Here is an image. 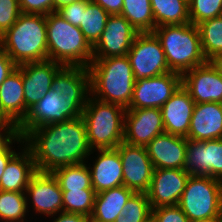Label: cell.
Returning a JSON list of instances; mask_svg holds the SVG:
<instances>
[{
  "instance_id": "ab89813d",
  "label": "cell",
  "mask_w": 222,
  "mask_h": 222,
  "mask_svg": "<svg viewBox=\"0 0 222 222\" xmlns=\"http://www.w3.org/2000/svg\"><path fill=\"white\" fill-rule=\"evenodd\" d=\"M4 131L0 132V153L4 152L12 142L23 143L25 145V139L19 134V131ZM14 140V141H13Z\"/></svg>"
},
{
  "instance_id": "ee69618b",
  "label": "cell",
  "mask_w": 222,
  "mask_h": 222,
  "mask_svg": "<svg viewBox=\"0 0 222 222\" xmlns=\"http://www.w3.org/2000/svg\"><path fill=\"white\" fill-rule=\"evenodd\" d=\"M16 154V151L12 150V147L9 146L4 152L0 153V178L2 177L6 165L9 160Z\"/></svg>"
},
{
  "instance_id": "5b68a950",
  "label": "cell",
  "mask_w": 222,
  "mask_h": 222,
  "mask_svg": "<svg viewBox=\"0 0 222 222\" xmlns=\"http://www.w3.org/2000/svg\"><path fill=\"white\" fill-rule=\"evenodd\" d=\"M46 28L48 60L63 66L89 67L93 61V47L78 26L55 11L46 15Z\"/></svg>"
},
{
  "instance_id": "8d00e7d4",
  "label": "cell",
  "mask_w": 222,
  "mask_h": 222,
  "mask_svg": "<svg viewBox=\"0 0 222 222\" xmlns=\"http://www.w3.org/2000/svg\"><path fill=\"white\" fill-rule=\"evenodd\" d=\"M90 0H79L59 8L56 12L74 26H80Z\"/></svg>"
},
{
  "instance_id": "ac0fdd59",
  "label": "cell",
  "mask_w": 222,
  "mask_h": 222,
  "mask_svg": "<svg viewBox=\"0 0 222 222\" xmlns=\"http://www.w3.org/2000/svg\"><path fill=\"white\" fill-rule=\"evenodd\" d=\"M25 193L26 198H32L36 213L53 217L63 211V192L52 172L37 171L30 179Z\"/></svg>"
},
{
  "instance_id": "3957f363",
  "label": "cell",
  "mask_w": 222,
  "mask_h": 222,
  "mask_svg": "<svg viewBox=\"0 0 222 222\" xmlns=\"http://www.w3.org/2000/svg\"><path fill=\"white\" fill-rule=\"evenodd\" d=\"M91 96L127 108L135 77L127 55L93 59L89 67Z\"/></svg>"
},
{
  "instance_id": "ba28073f",
  "label": "cell",
  "mask_w": 222,
  "mask_h": 222,
  "mask_svg": "<svg viewBox=\"0 0 222 222\" xmlns=\"http://www.w3.org/2000/svg\"><path fill=\"white\" fill-rule=\"evenodd\" d=\"M178 206L190 221L222 218V180L190 175Z\"/></svg>"
},
{
  "instance_id": "c3c4849f",
  "label": "cell",
  "mask_w": 222,
  "mask_h": 222,
  "mask_svg": "<svg viewBox=\"0 0 222 222\" xmlns=\"http://www.w3.org/2000/svg\"><path fill=\"white\" fill-rule=\"evenodd\" d=\"M145 222H156L154 218L151 216Z\"/></svg>"
},
{
  "instance_id": "d6986e66",
  "label": "cell",
  "mask_w": 222,
  "mask_h": 222,
  "mask_svg": "<svg viewBox=\"0 0 222 222\" xmlns=\"http://www.w3.org/2000/svg\"><path fill=\"white\" fill-rule=\"evenodd\" d=\"M146 149L154 169H185L186 137L164 132L157 135Z\"/></svg>"
},
{
  "instance_id": "9c48e42d",
  "label": "cell",
  "mask_w": 222,
  "mask_h": 222,
  "mask_svg": "<svg viewBox=\"0 0 222 222\" xmlns=\"http://www.w3.org/2000/svg\"><path fill=\"white\" fill-rule=\"evenodd\" d=\"M135 81L170 72L165 52L153 32L138 33L127 53Z\"/></svg>"
},
{
  "instance_id": "f546056e",
  "label": "cell",
  "mask_w": 222,
  "mask_h": 222,
  "mask_svg": "<svg viewBox=\"0 0 222 222\" xmlns=\"http://www.w3.org/2000/svg\"><path fill=\"white\" fill-rule=\"evenodd\" d=\"M110 14L100 5L90 1L83 13L82 23L79 26L85 39L93 47L100 39Z\"/></svg>"
},
{
  "instance_id": "30bf717a",
  "label": "cell",
  "mask_w": 222,
  "mask_h": 222,
  "mask_svg": "<svg viewBox=\"0 0 222 222\" xmlns=\"http://www.w3.org/2000/svg\"><path fill=\"white\" fill-rule=\"evenodd\" d=\"M182 85V75L168 72L135 81L133 95L126 109L161 108Z\"/></svg>"
},
{
  "instance_id": "f6af8a7d",
  "label": "cell",
  "mask_w": 222,
  "mask_h": 222,
  "mask_svg": "<svg viewBox=\"0 0 222 222\" xmlns=\"http://www.w3.org/2000/svg\"><path fill=\"white\" fill-rule=\"evenodd\" d=\"M218 73L222 76V56L214 57L210 60Z\"/></svg>"
},
{
  "instance_id": "7bdbcfd3",
  "label": "cell",
  "mask_w": 222,
  "mask_h": 222,
  "mask_svg": "<svg viewBox=\"0 0 222 222\" xmlns=\"http://www.w3.org/2000/svg\"><path fill=\"white\" fill-rule=\"evenodd\" d=\"M1 131H19V128L0 108V132Z\"/></svg>"
},
{
  "instance_id": "603a6c76",
  "label": "cell",
  "mask_w": 222,
  "mask_h": 222,
  "mask_svg": "<svg viewBox=\"0 0 222 222\" xmlns=\"http://www.w3.org/2000/svg\"><path fill=\"white\" fill-rule=\"evenodd\" d=\"M6 165L0 178L1 191L26 192L30 179L37 172L32 152L25 145Z\"/></svg>"
},
{
  "instance_id": "d6a6232c",
  "label": "cell",
  "mask_w": 222,
  "mask_h": 222,
  "mask_svg": "<svg viewBox=\"0 0 222 222\" xmlns=\"http://www.w3.org/2000/svg\"><path fill=\"white\" fill-rule=\"evenodd\" d=\"M152 209L146 193H134L126 202L115 222H145Z\"/></svg>"
},
{
  "instance_id": "4fadbf2b",
  "label": "cell",
  "mask_w": 222,
  "mask_h": 222,
  "mask_svg": "<svg viewBox=\"0 0 222 222\" xmlns=\"http://www.w3.org/2000/svg\"><path fill=\"white\" fill-rule=\"evenodd\" d=\"M138 32L121 15H110L100 39L93 46V59L127 55Z\"/></svg>"
},
{
  "instance_id": "e0dca14e",
  "label": "cell",
  "mask_w": 222,
  "mask_h": 222,
  "mask_svg": "<svg viewBox=\"0 0 222 222\" xmlns=\"http://www.w3.org/2000/svg\"><path fill=\"white\" fill-rule=\"evenodd\" d=\"M63 65L52 60L27 62L22 69L26 117L29 110L51 89L52 80Z\"/></svg>"
},
{
  "instance_id": "4316f807",
  "label": "cell",
  "mask_w": 222,
  "mask_h": 222,
  "mask_svg": "<svg viewBox=\"0 0 222 222\" xmlns=\"http://www.w3.org/2000/svg\"><path fill=\"white\" fill-rule=\"evenodd\" d=\"M121 16L138 33L153 32L156 28L150 0H124Z\"/></svg>"
},
{
  "instance_id": "7a4b0ae2",
  "label": "cell",
  "mask_w": 222,
  "mask_h": 222,
  "mask_svg": "<svg viewBox=\"0 0 222 222\" xmlns=\"http://www.w3.org/2000/svg\"><path fill=\"white\" fill-rule=\"evenodd\" d=\"M24 139L39 172L84 163L93 153L82 116L33 129Z\"/></svg>"
},
{
  "instance_id": "7402d4cb",
  "label": "cell",
  "mask_w": 222,
  "mask_h": 222,
  "mask_svg": "<svg viewBox=\"0 0 222 222\" xmlns=\"http://www.w3.org/2000/svg\"><path fill=\"white\" fill-rule=\"evenodd\" d=\"M98 157L90 168L92 187L100 192L123 185V167L120 154L114 149H98Z\"/></svg>"
},
{
  "instance_id": "7c38bea8",
  "label": "cell",
  "mask_w": 222,
  "mask_h": 222,
  "mask_svg": "<svg viewBox=\"0 0 222 222\" xmlns=\"http://www.w3.org/2000/svg\"><path fill=\"white\" fill-rule=\"evenodd\" d=\"M185 170L190 175L210 176L222 180V139H187Z\"/></svg>"
},
{
  "instance_id": "836d02e7",
  "label": "cell",
  "mask_w": 222,
  "mask_h": 222,
  "mask_svg": "<svg viewBox=\"0 0 222 222\" xmlns=\"http://www.w3.org/2000/svg\"><path fill=\"white\" fill-rule=\"evenodd\" d=\"M190 23L222 16V0H188Z\"/></svg>"
},
{
  "instance_id": "d4e9b609",
  "label": "cell",
  "mask_w": 222,
  "mask_h": 222,
  "mask_svg": "<svg viewBox=\"0 0 222 222\" xmlns=\"http://www.w3.org/2000/svg\"><path fill=\"white\" fill-rule=\"evenodd\" d=\"M134 193L122 185L96 194L91 222H115Z\"/></svg>"
},
{
  "instance_id": "b9f144b4",
  "label": "cell",
  "mask_w": 222,
  "mask_h": 222,
  "mask_svg": "<svg viewBox=\"0 0 222 222\" xmlns=\"http://www.w3.org/2000/svg\"><path fill=\"white\" fill-rule=\"evenodd\" d=\"M54 219L53 222H91L90 217L86 215L64 211L60 212L58 217H54Z\"/></svg>"
},
{
  "instance_id": "cb8c5ba5",
  "label": "cell",
  "mask_w": 222,
  "mask_h": 222,
  "mask_svg": "<svg viewBox=\"0 0 222 222\" xmlns=\"http://www.w3.org/2000/svg\"><path fill=\"white\" fill-rule=\"evenodd\" d=\"M0 108L18 126L26 118L22 69L19 66L0 85Z\"/></svg>"
},
{
  "instance_id": "83f0119b",
  "label": "cell",
  "mask_w": 222,
  "mask_h": 222,
  "mask_svg": "<svg viewBox=\"0 0 222 222\" xmlns=\"http://www.w3.org/2000/svg\"><path fill=\"white\" fill-rule=\"evenodd\" d=\"M201 48L207 61L222 56V16L197 24Z\"/></svg>"
},
{
  "instance_id": "e575fe53",
  "label": "cell",
  "mask_w": 222,
  "mask_h": 222,
  "mask_svg": "<svg viewBox=\"0 0 222 222\" xmlns=\"http://www.w3.org/2000/svg\"><path fill=\"white\" fill-rule=\"evenodd\" d=\"M20 14L18 0H0V37L14 25Z\"/></svg>"
},
{
  "instance_id": "44dd1931",
  "label": "cell",
  "mask_w": 222,
  "mask_h": 222,
  "mask_svg": "<svg viewBox=\"0 0 222 222\" xmlns=\"http://www.w3.org/2000/svg\"><path fill=\"white\" fill-rule=\"evenodd\" d=\"M186 138L196 141L222 139V103H195Z\"/></svg>"
},
{
  "instance_id": "8fae6325",
  "label": "cell",
  "mask_w": 222,
  "mask_h": 222,
  "mask_svg": "<svg viewBox=\"0 0 222 222\" xmlns=\"http://www.w3.org/2000/svg\"><path fill=\"white\" fill-rule=\"evenodd\" d=\"M116 149L123 167V185L135 193H146L154 171L146 146L130 145L123 141Z\"/></svg>"
},
{
  "instance_id": "f35d334b",
  "label": "cell",
  "mask_w": 222,
  "mask_h": 222,
  "mask_svg": "<svg viewBox=\"0 0 222 222\" xmlns=\"http://www.w3.org/2000/svg\"><path fill=\"white\" fill-rule=\"evenodd\" d=\"M18 66L0 47V85Z\"/></svg>"
},
{
  "instance_id": "74e56055",
  "label": "cell",
  "mask_w": 222,
  "mask_h": 222,
  "mask_svg": "<svg viewBox=\"0 0 222 222\" xmlns=\"http://www.w3.org/2000/svg\"><path fill=\"white\" fill-rule=\"evenodd\" d=\"M21 13L48 15L54 12V0H18Z\"/></svg>"
},
{
  "instance_id": "bcb514c9",
  "label": "cell",
  "mask_w": 222,
  "mask_h": 222,
  "mask_svg": "<svg viewBox=\"0 0 222 222\" xmlns=\"http://www.w3.org/2000/svg\"><path fill=\"white\" fill-rule=\"evenodd\" d=\"M79 0H54V12L59 8Z\"/></svg>"
},
{
  "instance_id": "277c9868",
  "label": "cell",
  "mask_w": 222,
  "mask_h": 222,
  "mask_svg": "<svg viewBox=\"0 0 222 222\" xmlns=\"http://www.w3.org/2000/svg\"><path fill=\"white\" fill-rule=\"evenodd\" d=\"M0 47L17 66L48 60L46 16L21 13L0 37Z\"/></svg>"
},
{
  "instance_id": "4dcf8cb0",
  "label": "cell",
  "mask_w": 222,
  "mask_h": 222,
  "mask_svg": "<svg viewBox=\"0 0 222 222\" xmlns=\"http://www.w3.org/2000/svg\"><path fill=\"white\" fill-rule=\"evenodd\" d=\"M28 201L25 192L0 190V221L24 222L28 211Z\"/></svg>"
},
{
  "instance_id": "52a82bcc",
  "label": "cell",
  "mask_w": 222,
  "mask_h": 222,
  "mask_svg": "<svg viewBox=\"0 0 222 222\" xmlns=\"http://www.w3.org/2000/svg\"><path fill=\"white\" fill-rule=\"evenodd\" d=\"M125 112L126 108L121 105L89 95L82 118L91 150L114 149L124 141Z\"/></svg>"
},
{
  "instance_id": "9a60e30c",
  "label": "cell",
  "mask_w": 222,
  "mask_h": 222,
  "mask_svg": "<svg viewBox=\"0 0 222 222\" xmlns=\"http://www.w3.org/2000/svg\"><path fill=\"white\" fill-rule=\"evenodd\" d=\"M189 176L185 169H154L146 192L151 209L178 205Z\"/></svg>"
},
{
  "instance_id": "5bb4252c",
  "label": "cell",
  "mask_w": 222,
  "mask_h": 222,
  "mask_svg": "<svg viewBox=\"0 0 222 222\" xmlns=\"http://www.w3.org/2000/svg\"><path fill=\"white\" fill-rule=\"evenodd\" d=\"M165 132L161 108L126 109L124 142L147 146L157 135Z\"/></svg>"
},
{
  "instance_id": "60d3db41",
  "label": "cell",
  "mask_w": 222,
  "mask_h": 222,
  "mask_svg": "<svg viewBox=\"0 0 222 222\" xmlns=\"http://www.w3.org/2000/svg\"><path fill=\"white\" fill-rule=\"evenodd\" d=\"M100 5L110 15H120L124 0H90Z\"/></svg>"
},
{
  "instance_id": "7dc6e473",
  "label": "cell",
  "mask_w": 222,
  "mask_h": 222,
  "mask_svg": "<svg viewBox=\"0 0 222 222\" xmlns=\"http://www.w3.org/2000/svg\"><path fill=\"white\" fill-rule=\"evenodd\" d=\"M221 219H200V220H194L190 222H220Z\"/></svg>"
},
{
  "instance_id": "2e32d148",
  "label": "cell",
  "mask_w": 222,
  "mask_h": 222,
  "mask_svg": "<svg viewBox=\"0 0 222 222\" xmlns=\"http://www.w3.org/2000/svg\"><path fill=\"white\" fill-rule=\"evenodd\" d=\"M182 86L195 103H222V76L210 61L185 72Z\"/></svg>"
},
{
  "instance_id": "d590c367",
  "label": "cell",
  "mask_w": 222,
  "mask_h": 222,
  "mask_svg": "<svg viewBox=\"0 0 222 222\" xmlns=\"http://www.w3.org/2000/svg\"><path fill=\"white\" fill-rule=\"evenodd\" d=\"M151 216L156 222H190L178 205L153 208Z\"/></svg>"
},
{
  "instance_id": "f1b7e54d",
  "label": "cell",
  "mask_w": 222,
  "mask_h": 222,
  "mask_svg": "<svg viewBox=\"0 0 222 222\" xmlns=\"http://www.w3.org/2000/svg\"><path fill=\"white\" fill-rule=\"evenodd\" d=\"M52 173L57 178L61 190L93 189L90 170L85 163L62 166Z\"/></svg>"
},
{
  "instance_id": "6da1fadb",
  "label": "cell",
  "mask_w": 222,
  "mask_h": 222,
  "mask_svg": "<svg viewBox=\"0 0 222 222\" xmlns=\"http://www.w3.org/2000/svg\"><path fill=\"white\" fill-rule=\"evenodd\" d=\"M88 95H91L88 68L62 66L52 80L51 89L29 110L18 126L19 134L25 137L41 126L82 116Z\"/></svg>"
},
{
  "instance_id": "8992f818",
  "label": "cell",
  "mask_w": 222,
  "mask_h": 222,
  "mask_svg": "<svg viewBox=\"0 0 222 222\" xmlns=\"http://www.w3.org/2000/svg\"><path fill=\"white\" fill-rule=\"evenodd\" d=\"M153 33L161 43L170 71L183 75L207 62L197 25H163L156 27Z\"/></svg>"
},
{
  "instance_id": "ffe728a7",
  "label": "cell",
  "mask_w": 222,
  "mask_h": 222,
  "mask_svg": "<svg viewBox=\"0 0 222 222\" xmlns=\"http://www.w3.org/2000/svg\"><path fill=\"white\" fill-rule=\"evenodd\" d=\"M194 106L190 93L181 85L161 107L165 132L187 137Z\"/></svg>"
},
{
  "instance_id": "1f68e13d",
  "label": "cell",
  "mask_w": 222,
  "mask_h": 222,
  "mask_svg": "<svg viewBox=\"0 0 222 222\" xmlns=\"http://www.w3.org/2000/svg\"><path fill=\"white\" fill-rule=\"evenodd\" d=\"M62 192L64 212L91 217L97 194L94 189L62 190Z\"/></svg>"
},
{
  "instance_id": "484cf974",
  "label": "cell",
  "mask_w": 222,
  "mask_h": 222,
  "mask_svg": "<svg viewBox=\"0 0 222 222\" xmlns=\"http://www.w3.org/2000/svg\"><path fill=\"white\" fill-rule=\"evenodd\" d=\"M156 27L190 23L188 0H150Z\"/></svg>"
}]
</instances>
